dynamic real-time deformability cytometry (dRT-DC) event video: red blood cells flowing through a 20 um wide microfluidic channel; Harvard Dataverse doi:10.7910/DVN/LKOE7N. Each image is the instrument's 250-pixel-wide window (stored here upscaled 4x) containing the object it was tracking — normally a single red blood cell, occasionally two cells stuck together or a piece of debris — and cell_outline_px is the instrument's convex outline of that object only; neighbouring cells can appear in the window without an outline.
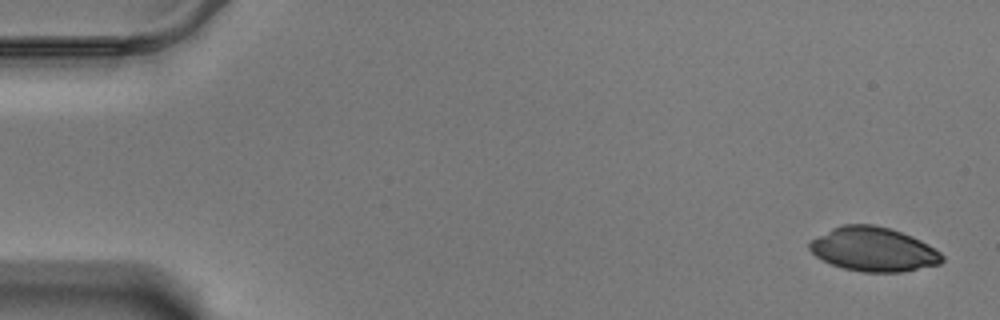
{"species": "Egyptian fruit bat (a non-hibernating species)", "species_latin": "Rousettus aegyptiacus", "temperature_condition": "warm", "stored_images_in_passage": 57, "camera_frame_rate_fps": 3000, "um_per_image_px": 0.085, "animal": {"sex": "male"}, "frame": {"image": 1, "passage_image": 1, "time_ms": 0.0, "image_size_px": [1000, 320], "cell_outline_px": [[944, 260], [940, 264], [900, 272], [860, 272], [844, 268], [832, 264], [816, 256], [808, 248], [808, 244], [812, 240], [832, 228], [840, 224], [872, 224], [888, 228], [912, 236], [920, 240], [940, 252], [944, 256]], "centroid_in_image_um": [74.25, 21.19], "position_along_channel_um": 10.8, "area_um2": 33.87}}